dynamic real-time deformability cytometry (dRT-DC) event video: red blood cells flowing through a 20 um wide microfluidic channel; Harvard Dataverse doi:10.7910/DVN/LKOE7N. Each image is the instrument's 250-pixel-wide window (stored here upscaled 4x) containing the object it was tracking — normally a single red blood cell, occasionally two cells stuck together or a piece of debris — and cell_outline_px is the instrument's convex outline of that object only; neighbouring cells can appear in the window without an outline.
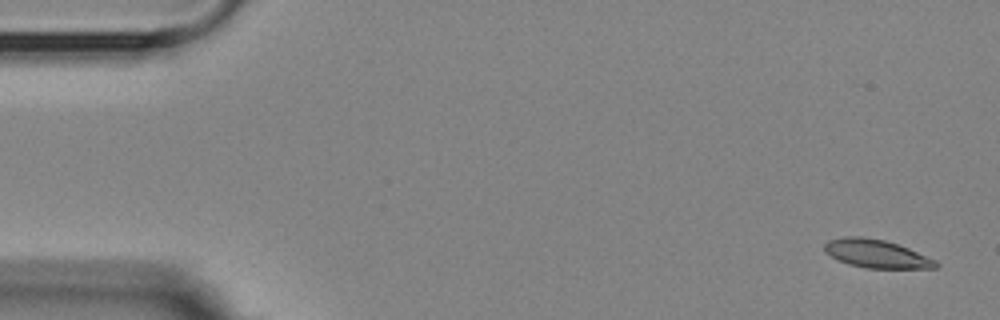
{"species": "Egyptian fruit bat (a non-hibernating species)", "species_latin": "Rousettus aegyptiacus", "temperature_condition": "room temperature", "stored_images_in_passage": 4, "camera_frame_rate_fps": 3000, "um_per_image_px": 0.085, "animal": {"sex": "female"}, "frame": {"image": 1, "passage_image": 1, "time_ms": 0.0, "image_size_px": [1000, 320], "cell_outline_px": [[940, 264], [936, 268], [868, 268], [848, 264], [824, 252], [824, 244], [828, 240], [844, 236], [860, 236], [884, 240], [908, 248], [936, 260]], "centroid_in_image_um": [74.48, 21.56], "position_along_channel_um": 10.5, "area_um2": 18.21}}
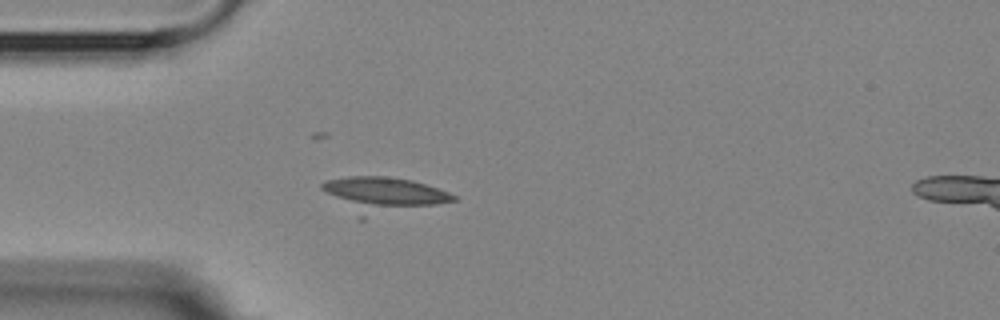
{"frame": {"image": 2, "passage_image": 4, "time_ms": 4.333, "image_size_px": [1000, 320], "cell_outline_px": [[456, 200], [364, 220], [360, 220], [320, 188], [320, 184], [328, 180], [348, 176], [384, 176], [412, 180], [448, 192], [456, 196]], "centroid_in_image_um": [32.52, 16.59], "position_along_channel_um": 52.5, "area_um2": 27.28}}